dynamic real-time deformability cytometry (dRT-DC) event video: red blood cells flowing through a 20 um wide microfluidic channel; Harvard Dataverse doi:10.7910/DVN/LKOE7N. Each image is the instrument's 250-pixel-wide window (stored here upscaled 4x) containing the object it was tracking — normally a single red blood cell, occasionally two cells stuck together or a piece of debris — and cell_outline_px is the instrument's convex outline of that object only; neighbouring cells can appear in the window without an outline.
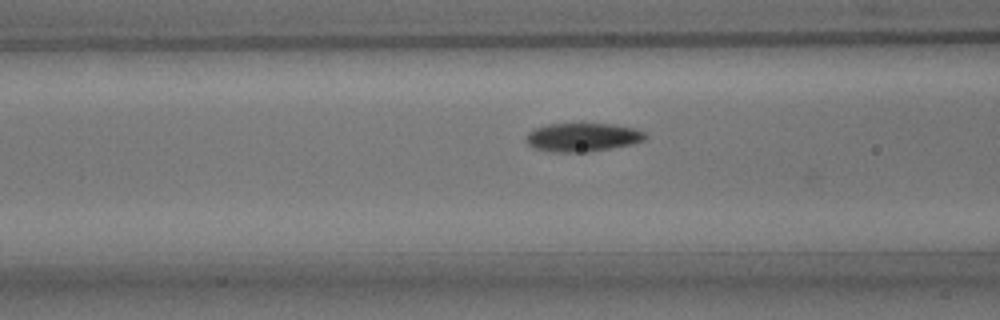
{"species": "common noctule bat (a hibernating species)", "species_latin": "Nyctalus noctula", "temperature_condition": "room temperature", "stored_images_in_passage": 27, "camera_frame_rate_fps": 3000, "um_per_image_px": 0.085, "animal": {"sex": "male", "body_mass_g": 15.6}, "frame": {"image": 1, "passage_image": 4, "time_ms": 1.0, "image_size_px": [1000, 320], "cell_outline_px": [[648, 136], [644, 140], [632, 144], [584, 152], [552, 152], [536, 148], [528, 144], [524, 140], [528, 132], [536, 128], [548, 124], [612, 124], [636, 128], [644, 132]], "centroid_in_image_um": [49.52, 11.66], "position_along_channel_um": 117.1, "area_um2": 19.71}}
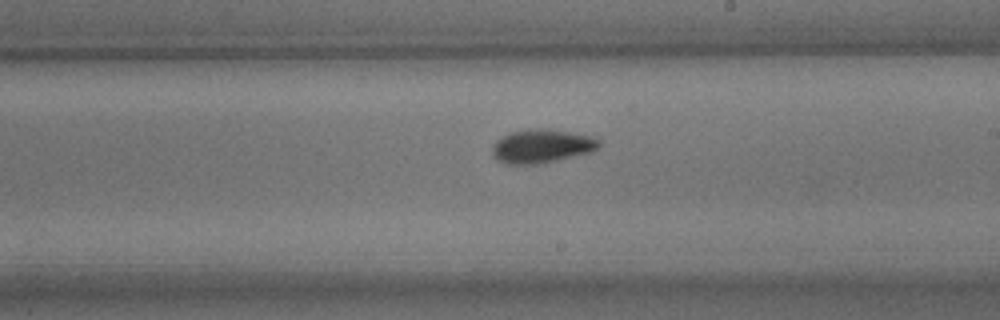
{"frame": {"image": 2, "passage_image": 14, "time_ms": 4.333, "image_size_px": [1000, 320], "cell_outline_px": [[600, 148], [592, 152], [536, 164], [508, 164], [496, 160], [492, 156], [492, 148], [496, 140], [512, 132], [540, 128], [568, 132], [592, 136], [600, 140]], "centroid_in_image_um": [46.05, 12.43], "position_along_channel_um": 242.9, "area_um2": 20.69}}
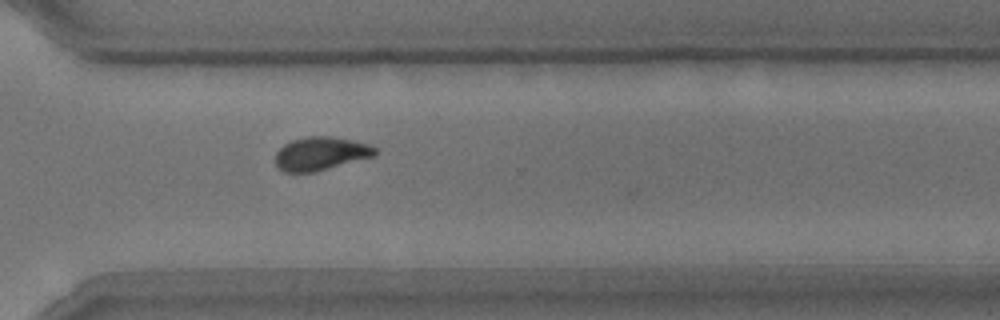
{"frame": {"image": 3, "passage_image": 22, "time_ms": 7.0, "image_size_px": [1000, 320], "cell_outline_px": [[376, 156], [316, 172], [284, 172], [276, 168], [276, 152], [284, 144], [292, 140], [308, 136], [328, 136], [368, 144], [376, 148]], "centroid_in_image_um": [27.24, 13.07], "position_along_channel_um": 343.4, "area_um2": 19.42}, "authors_computed_cell_mechanics": {"area_um2": 19.7676, "velocity_mm_per_s": 3.7705, "shape_relaxation_time_tau1_ms": null, "shape_relaxation_time_tau2_ms": 5.6109, "deformation_change_tau1": null, "deformation_change_tau2": 0.0529}}